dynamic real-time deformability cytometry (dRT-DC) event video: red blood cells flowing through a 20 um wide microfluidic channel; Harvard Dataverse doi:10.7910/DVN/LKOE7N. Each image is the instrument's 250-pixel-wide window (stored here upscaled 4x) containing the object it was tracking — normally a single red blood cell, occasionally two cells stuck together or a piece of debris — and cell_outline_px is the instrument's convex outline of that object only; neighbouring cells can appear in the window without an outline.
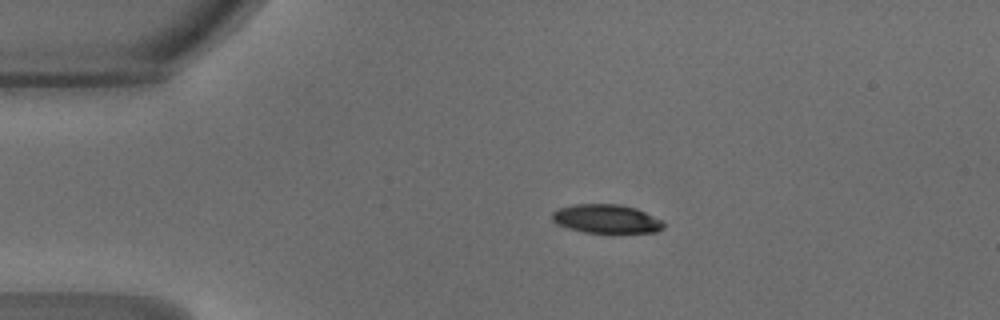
{"species": "common noctule bat (a hibernating species)", "species_latin": "Nyctalus noctula", "temperature_condition": "warm", "stored_images_in_passage": 39, "camera_frame_rate_fps": 3000, "um_per_image_px": 0.085, "animal": {"sex": "male", "body_mass_g": 18.8}, "frame": {"image": 1, "passage_image": 1, "time_ms": 0.0, "image_size_px": [1000, 320], "cell_outline_px": [[664, 228], [656, 232], [584, 232], [568, 228], [556, 224], [552, 220], [552, 212], [560, 208], [572, 204], [620, 204], [636, 208], [664, 220]], "centroid_in_image_um": [51.55, 18.59], "position_along_channel_um": 33.4, "area_um2": 18.73}}
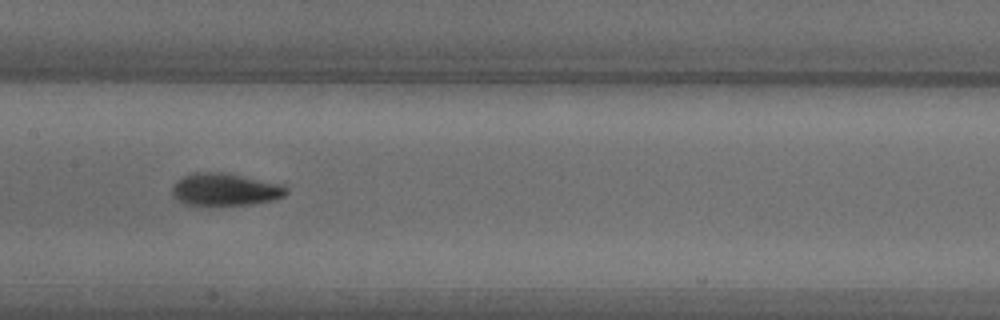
{"frame": {"image": 2, "passage_image": 15, "time_ms": 4.667, "image_size_px": [1000, 320], "cell_outline_px": [[288, 192], [284, 196], [276, 200], [248, 204], [184, 204], [172, 196], [172, 188], [176, 180], [192, 172], [224, 172], [284, 184], [288, 188]], "centroid_in_image_um": [19.16, 16.08], "position_along_channel_um": 188.2, "area_um2": 21.62}}
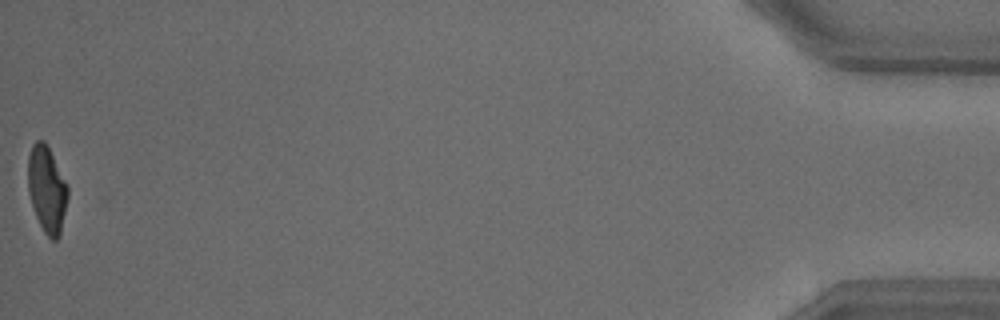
{"frame": {"image": 3, "passage_image": 39, "time_ms": 12.667, "image_size_px": [1000, 320], "cell_outline_px": [[68, 196], [60, 236], [56, 240], [52, 240], [44, 232], [36, 216], [28, 192], [28, 156], [32, 144], [36, 140], [44, 140], [68, 184]], "centroid_in_image_um": [3.99, 16.08], "position_along_channel_um": 431.2, "area_um2": 20.06}, "authors_computed_cell_mechanics": {"area_um2": 20.8658, "velocity_mm_per_s": 4.2509, "shape_relaxation_time_tau1_ms": 3.6152, "shape_relaxation_time_tau2_ms": 1.6741, "deformation_change_tau1": 0.1823, "deformation_change_tau2": 0.0763}}